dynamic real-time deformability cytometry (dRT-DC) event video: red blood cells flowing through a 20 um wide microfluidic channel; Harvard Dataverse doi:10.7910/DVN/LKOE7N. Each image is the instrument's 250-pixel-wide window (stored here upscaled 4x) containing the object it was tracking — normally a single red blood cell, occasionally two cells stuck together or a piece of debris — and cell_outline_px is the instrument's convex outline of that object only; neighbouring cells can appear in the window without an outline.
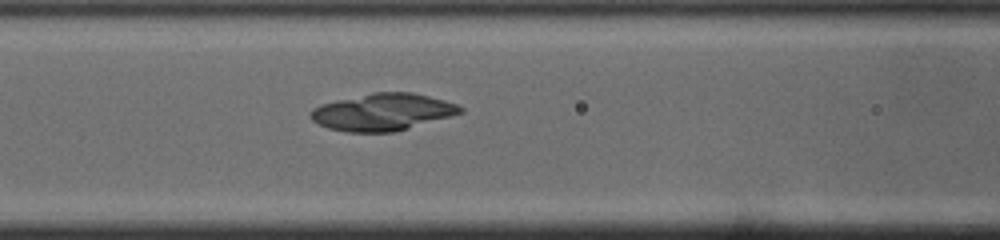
{"species": "common noctule bat (a hibernating species)", "species_latin": "Nyctalus noctula", "temperature_condition": "cold", "stored_images_in_passage": 39, "camera_frame_rate_fps": 3000, "um_per_image_px": 0.085, "animal": {"sex": "male", "body_mass_g": 19.0, "forearm_length_mm": 50.8}, "frame": {"image": 1, "passage_image": 9, "time_ms": 2.667, "image_size_px": [1000, 240], "cell_outline_px": [[464, 112], [452, 116], [408, 128], [392, 132], [348, 132], [328, 128], [312, 120], [308, 116], [312, 108], [320, 104], [336, 100], [372, 92], [412, 92], [444, 100], [456, 104], [464, 108]], "centroid_in_image_um": [32.51, 9.52], "position_along_channel_um": 134.1, "area_um2": 32.31}}
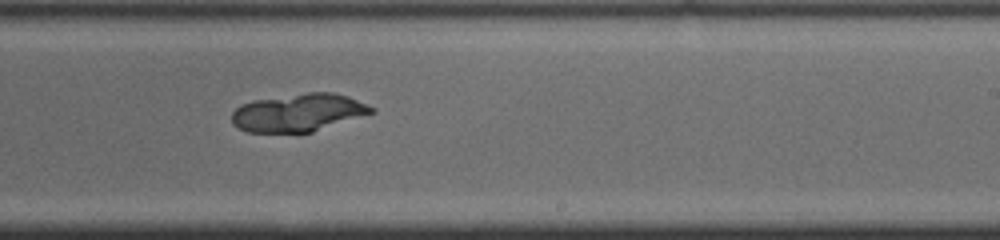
{"frame": {"image": 2, "passage_image": 19, "time_ms": 6.0, "image_size_px": [1000, 240], "cell_outline_px": [[376, 112], [312, 132], [248, 132], [236, 128], [232, 124], [232, 112], [240, 104], [252, 100], [308, 92], [332, 92], [348, 96], [368, 104], [376, 108]], "centroid_in_image_um": [25.37, 9.57], "position_along_channel_um": 263.6, "area_um2": 31.04}}
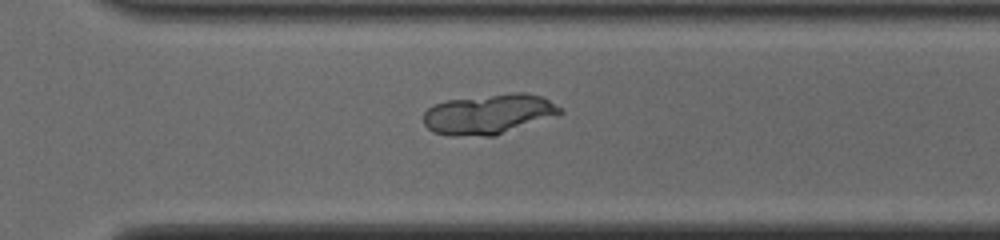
{"frame": {"image": 3, "passage_image": 24, "time_ms": 7.667, "image_size_px": [1000, 240], "cell_outline_px": [[564, 112], [496, 136], [448, 136], [432, 132], [424, 124], [424, 112], [432, 104], [444, 100], [512, 92], [524, 92], [544, 96], [564, 108]], "centroid_in_image_um": [41.54, 9.69], "position_along_channel_um": 329.1, "area_um2": 32.43}}